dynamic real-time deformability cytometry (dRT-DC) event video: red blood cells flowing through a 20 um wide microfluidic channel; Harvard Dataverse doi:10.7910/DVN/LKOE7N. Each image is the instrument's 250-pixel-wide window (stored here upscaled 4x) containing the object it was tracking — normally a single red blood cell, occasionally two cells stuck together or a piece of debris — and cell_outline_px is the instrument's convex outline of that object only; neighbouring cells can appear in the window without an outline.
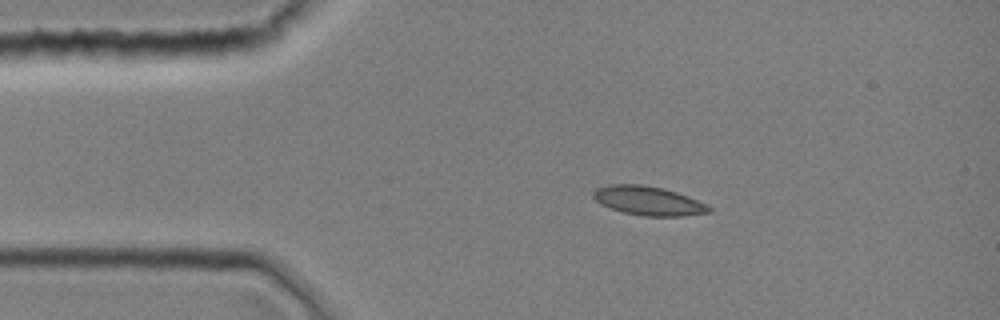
{"species": "common noctule bat (a hibernating species)", "species_latin": "Nyctalus noctula", "temperature_condition": "room temperature", "stored_images_in_passage": 2, "camera_frame_rate_fps": 3000, "um_per_image_px": 0.085, "animal": {"sex": "female", "body_mass_g": 19.0, "forearm_length_mm": 51.5}, "frame": {"image": 1, "passage_image": 1, "time_ms": 0.0, "image_size_px": [1000, 320], "cell_outline_px": [[712, 212], [680, 216], [644, 216], [624, 212], [612, 208], [596, 200], [592, 196], [592, 192], [596, 188], [608, 184], [640, 184], [660, 188], [676, 192], [708, 204], [712, 208]], "centroid_in_image_um": [55.12, 17.06], "position_along_channel_um": 29.9, "area_um2": 19.36}}